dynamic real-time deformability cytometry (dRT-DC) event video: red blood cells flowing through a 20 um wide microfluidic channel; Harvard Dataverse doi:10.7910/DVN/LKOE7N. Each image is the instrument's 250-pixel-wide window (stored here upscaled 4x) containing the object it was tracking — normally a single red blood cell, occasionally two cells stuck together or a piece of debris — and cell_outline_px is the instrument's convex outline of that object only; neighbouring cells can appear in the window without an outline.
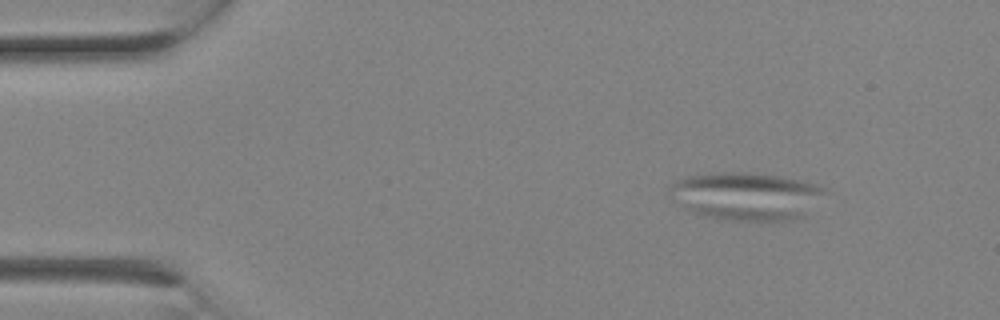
{"species": "Egyptian fruit bat (a non-hibernating species)", "species_latin": "Rousettus aegyptiacus", "temperature_condition": "room temperature", "stored_images_in_passage": 3, "camera_frame_rate_fps": 3000, "um_per_image_px": 0.085, "animal": {"sex": "female"}, "frame": {"image": 1, "passage_image": 1, "time_ms": 0.0, "image_size_px": [1000, 320], "cell_outline_px": [[832, 192], [804, 216], [792, 220], [716, 220], [692, 212], [672, 200], [668, 196], [668, 188], [676, 180], [684, 176], [712, 172], [740, 172], [776, 176], [804, 180], [828, 188]], "centroid_in_image_um": [63.46, 16.67], "position_along_channel_um": 21.5, "area_um2": 44.33}}